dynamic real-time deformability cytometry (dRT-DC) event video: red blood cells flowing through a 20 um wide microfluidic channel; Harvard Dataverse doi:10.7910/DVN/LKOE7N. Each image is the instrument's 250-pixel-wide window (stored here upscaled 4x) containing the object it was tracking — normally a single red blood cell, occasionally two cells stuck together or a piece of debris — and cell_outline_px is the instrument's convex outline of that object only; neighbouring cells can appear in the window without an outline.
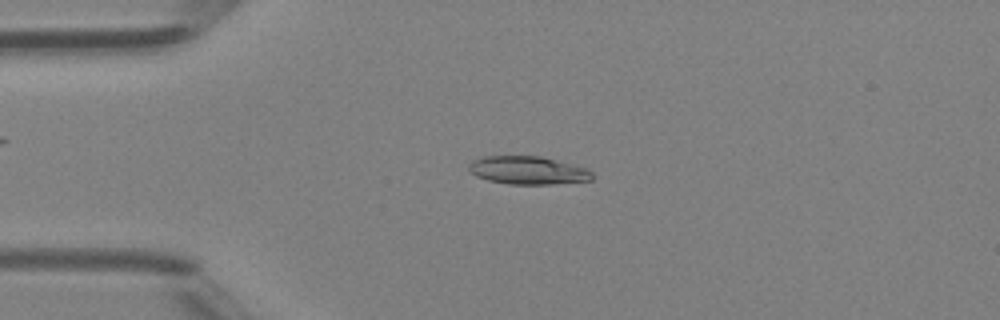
{"species": "Egyptian fruit bat (a non-hibernating species)", "species_latin": "Rousettus aegyptiacus", "temperature_condition": "room temperature", "stored_images_in_passage": 47, "camera_frame_rate_fps": 3000, "um_per_image_px": 0.085, "animal": {"sex": "female"}, "frame": {"image": 1, "passage_image": 11, "time_ms": 3.333, "image_size_px": [1000, 320], "cell_outline_px": [[592, 180], [552, 184], [508, 184], [488, 180], [476, 176], [468, 172], [468, 164], [472, 160], [484, 156], [540, 156], [588, 168], [592, 172]], "centroid_in_image_um": [44.84, 14.47], "position_along_channel_um": 40.2, "area_um2": 20.29}}
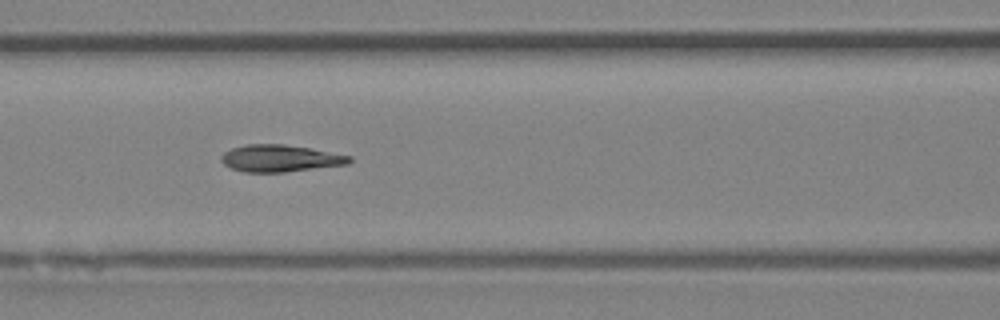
{"frame": {"image": 2, "passage_image": 20, "time_ms": 6.333, "image_size_px": [1000, 320], "cell_outline_px": [[352, 160], [348, 164], [284, 172], [244, 172], [232, 168], [224, 164], [220, 160], [220, 156], [224, 152], [232, 148], [244, 144], [284, 144], [312, 148], [352, 156]], "centroid_in_image_um": [23.81, 13.45], "position_along_channel_um": 142.8, "area_um2": 20.23}}
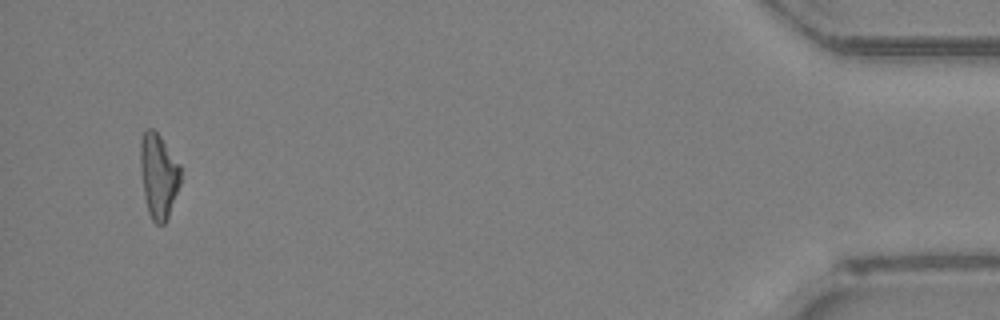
{"frame": {"image": 3, "passage_image": 45, "time_ms": 14.667, "image_size_px": [1000, 320], "cell_outline_px": [[180, 184], [168, 216], [164, 224], [156, 224], [152, 220], [148, 212], [144, 196], [140, 168], [140, 140], [144, 128], [152, 128], [160, 136], [180, 164]], "centroid_in_image_um": [13.45, 14.91], "position_along_channel_um": 421.7, "area_um2": 19.88}, "authors_computed_cell_mechanics": {"area_um2": 20.2878, "velocity_mm_per_s": 4.3426, "shape_relaxation_time_tau1_ms": 5.3535, "shape_relaxation_time_tau2_ms": 1.4966, "deformation_change_tau1": 0.1853, "deformation_change_tau2": 0.0807}}